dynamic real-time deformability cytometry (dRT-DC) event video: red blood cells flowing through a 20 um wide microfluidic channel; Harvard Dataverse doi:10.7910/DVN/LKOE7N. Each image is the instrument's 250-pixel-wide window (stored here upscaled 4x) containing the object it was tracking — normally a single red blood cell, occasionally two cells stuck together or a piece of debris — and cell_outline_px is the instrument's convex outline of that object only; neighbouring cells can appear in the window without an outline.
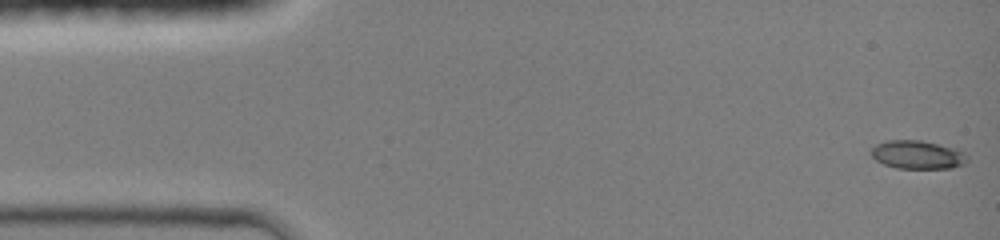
{"species": "common noctule bat (a hibernating species)", "species_latin": "Nyctalus noctula", "temperature_condition": "room temperature", "stored_images_in_passage": 26, "camera_frame_rate_fps": 3000, "um_per_image_px": 0.085, "animal": {"sex": "female", "body_mass_g": 19.0, "forearm_length_mm": 51.5}, "frame": {"image": 1, "passage_image": 1, "time_ms": 0.0, "image_size_px": [1000, 240], "cell_outline_px": [[968, 160], [964, 164], [952, 168], [896, 168], [884, 164], [876, 160], [872, 156], [872, 148], [876, 144], [888, 140], [920, 140], [956, 148], [964, 152], [968, 156]], "centroid_in_image_um": [78.02, 13.15], "position_along_channel_um": 7.0, "area_um2": 15.9}}
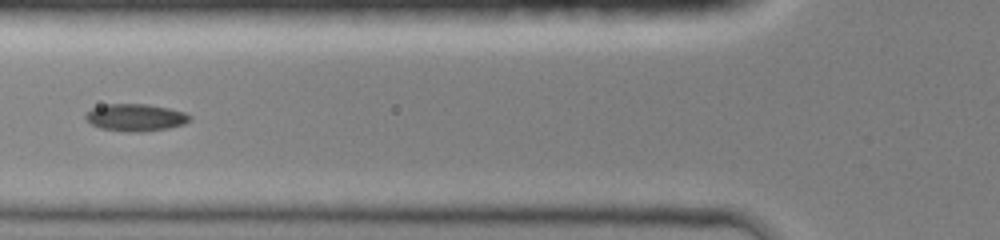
{"frame": {"image": 2, "passage_image": 20, "time_ms": 5.333, "image_size_px": [1000, 240], "cell_outline_px": [[192, 120], [184, 124], [168, 128], [140, 132], [128, 132], [100, 128], [92, 124], [84, 116], [92, 108], [104, 104], [148, 104], [168, 108], [184, 112], [192, 116]], "centroid_in_image_um": [11.55, 9.98], "position_along_channel_um": 114.3, "area_um2": 16.53}}
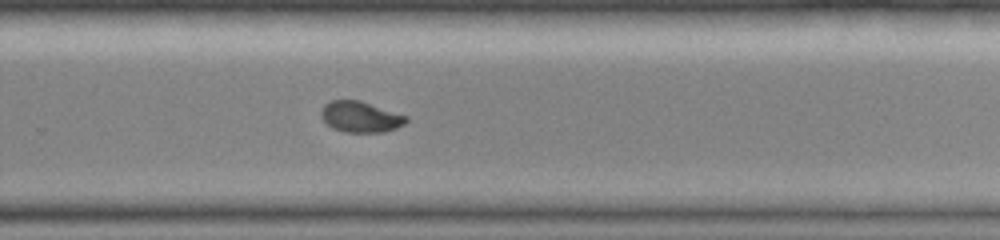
{"frame": {"image": 3, "passage_image": 26, "time_ms": 9.667, "image_size_px": [1000, 240], "cell_outline_px": [[408, 120], [404, 124], [396, 128], [384, 132], [344, 132], [332, 128], [320, 116], [320, 108], [324, 104], [332, 100], [360, 100], [408, 116]], "centroid_in_image_um": [30.63, 9.92], "position_along_channel_um": 299.2, "area_um2": 15.43}}